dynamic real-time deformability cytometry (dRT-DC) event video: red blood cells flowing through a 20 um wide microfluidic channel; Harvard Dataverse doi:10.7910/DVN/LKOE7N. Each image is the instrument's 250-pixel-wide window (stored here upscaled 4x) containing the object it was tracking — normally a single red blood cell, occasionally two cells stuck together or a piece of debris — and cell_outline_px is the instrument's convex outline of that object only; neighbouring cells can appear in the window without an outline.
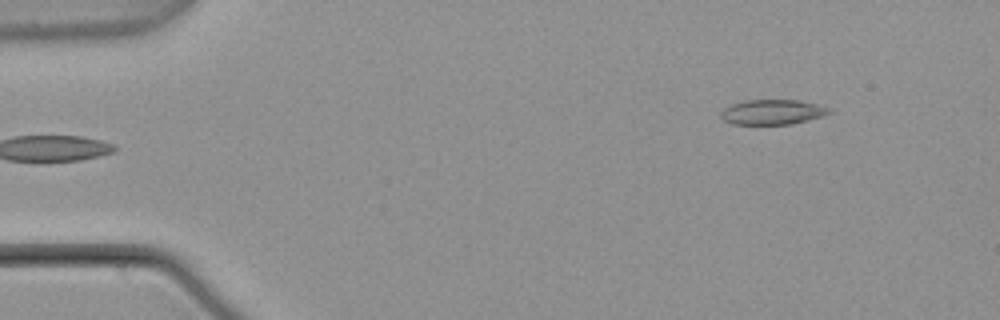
{"species": "common noctule bat (a hibernating species)", "species_latin": "Nyctalus noctula", "temperature_condition": "warm", "stored_images_in_passage": 5, "camera_frame_rate_fps": 3000, "um_per_image_px": 0.085, "animal": {"sex": "male", "body_mass_g": 21.5, "forearm_length_mm": 52.0}, "frame": {"image": 1, "passage_image": 5, "time_ms": 1.333, "image_size_px": [1000, 320], "cell_outline_px": [[832, 112], [824, 116], [792, 124], [732, 124], [724, 120], [720, 116], [720, 112], [724, 108], [732, 104], [744, 100], [800, 100], [832, 108]], "centroid_in_image_um": [65.68, 9.52], "position_along_channel_um": 19.3, "area_um2": 15.9}}